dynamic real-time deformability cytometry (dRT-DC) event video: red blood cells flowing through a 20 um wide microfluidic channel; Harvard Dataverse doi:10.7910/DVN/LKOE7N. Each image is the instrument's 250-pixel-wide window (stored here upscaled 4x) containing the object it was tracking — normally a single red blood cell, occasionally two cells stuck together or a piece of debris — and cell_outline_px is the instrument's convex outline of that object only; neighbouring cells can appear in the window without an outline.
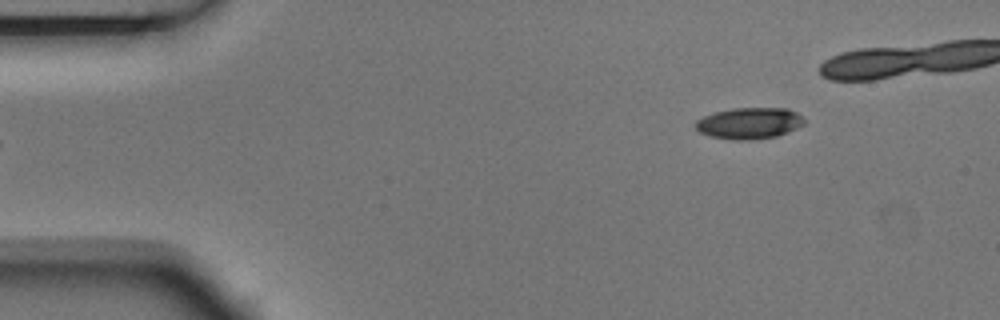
{"species": "Egyptian fruit bat (a non-hibernating species)", "species_latin": "Rousettus aegyptiacus", "temperature_condition": "room temperature", "stored_images_in_passage": 7, "camera_frame_rate_fps": 3000, "um_per_image_px": 0.085, "animal": {"sex": "male"}, "frame": {"image": 1, "passage_image": 1, "time_ms": 0.0, "image_size_px": [1000, 320], "cell_outline_px": [[804, 124], [788, 132], [776, 136], [748, 140], [732, 140], [712, 136], [700, 132], [692, 124], [696, 120], [704, 116], [716, 112], [732, 108], [788, 108], [796, 112], [804, 120]], "centroid_in_image_um": [63.67, 10.47], "position_along_channel_um": 21.3, "area_um2": 19.77}}
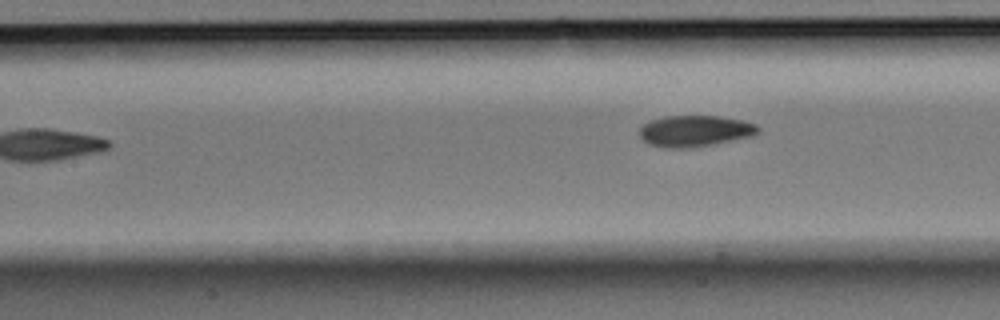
{"frame": {"image": 2, "passage_image": 7, "time_ms": 2.0, "image_size_px": [1000, 320], "cell_outline_px": [[760, 132], [752, 136], [716, 144], [692, 148], [664, 148], [648, 144], [640, 136], [640, 124], [664, 116], [720, 116], [740, 120], [756, 124], [760, 128]], "centroid_in_image_um": [59.06, 11.14], "position_along_channel_um": 148.3, "area_um2": 21.85}}